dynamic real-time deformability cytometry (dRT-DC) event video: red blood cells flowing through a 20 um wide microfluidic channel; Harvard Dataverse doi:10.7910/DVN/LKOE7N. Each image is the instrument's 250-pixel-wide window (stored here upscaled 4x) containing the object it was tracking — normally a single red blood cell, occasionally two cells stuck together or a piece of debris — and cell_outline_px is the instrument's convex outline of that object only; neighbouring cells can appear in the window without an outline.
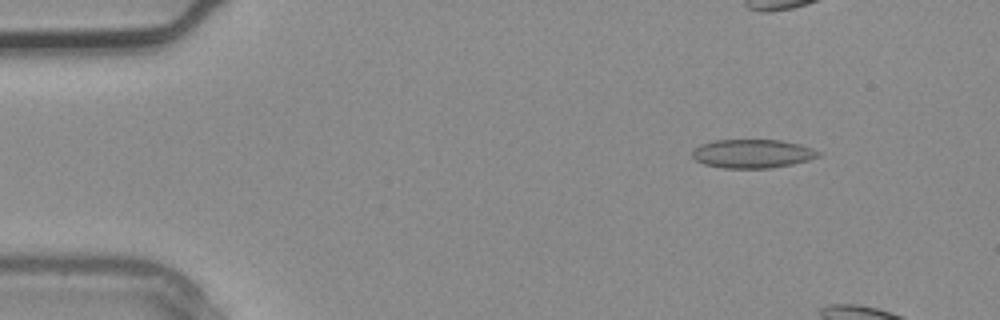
{"species": "common noctule bat (a hibernating species)", "species_latin": "Nyctalus noctula", "temperature_condition": "warm", "stored_images_in_passage": 4, "camera_frame_rate_fps": 3000, "um_per_image_px": 0.085, "animal": {"sex": "male", "body_mass_g": 20.4}, "frame": {"image": 1, "passage_image": 2, "time_ms": 0.333, "image_size_px": [1000, 320], "cell_outline_px": [[820, 156], [808, 160], [792, 164], [772, 168], [724, 168], [704, 164], [696, 160], [692, 156], [692, 152], [700, 144], [716, 140], [780, 140], [800, 144], [812, 148], [820, 152]], "centroid_in_image_um": [63.97, 13.06], "position_along_channel_um": 21.0, "area_um2": 21.04}}